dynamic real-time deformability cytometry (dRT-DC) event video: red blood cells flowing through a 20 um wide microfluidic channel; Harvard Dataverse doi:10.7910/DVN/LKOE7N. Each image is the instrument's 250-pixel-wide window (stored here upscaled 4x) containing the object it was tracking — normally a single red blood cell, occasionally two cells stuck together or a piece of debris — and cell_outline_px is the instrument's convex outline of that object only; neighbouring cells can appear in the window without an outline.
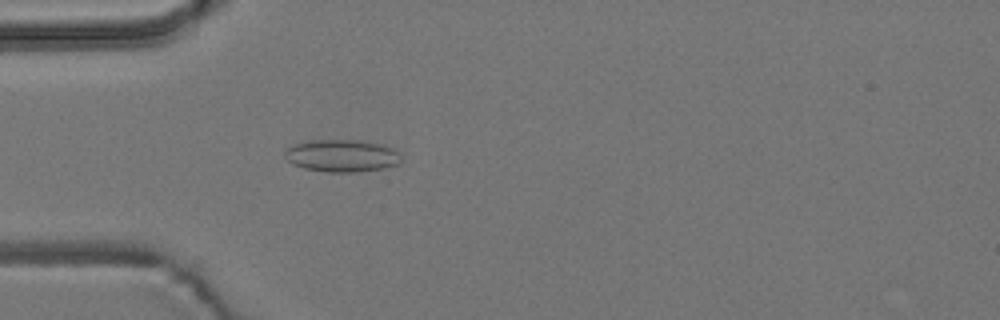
{"species": "common noctule bat (a hibernating species)", "species_latin": "Nyctalus noctula", "temperature_condition": "room temperature", "stored_images_in_passage": 56, "camera_frame_rate_fps": 3000, "um_per_image_px": 0.085, "animal": {"sex": "male", "body_mass_g": 19.2, "forearm_length_mm": 51.8}, "frame": {"image": 1, "passage_image": 17, "time_ms": 5.333, "image_size_px": [1000, 320], "cell_outline_px": [[400, 164], [380, 168], [356, 172], [328, 172], [304, 168], [292, 164], [284, 156], [284, 152], [288, 148], [296, 144], [312, 140], [360, 140], [384, 144], [392, 148], [400, 156]], "centroid_in_image_um": [29.05, 13.23], "position_along_channel_um": 55.9, "area_um2": 21.79}}
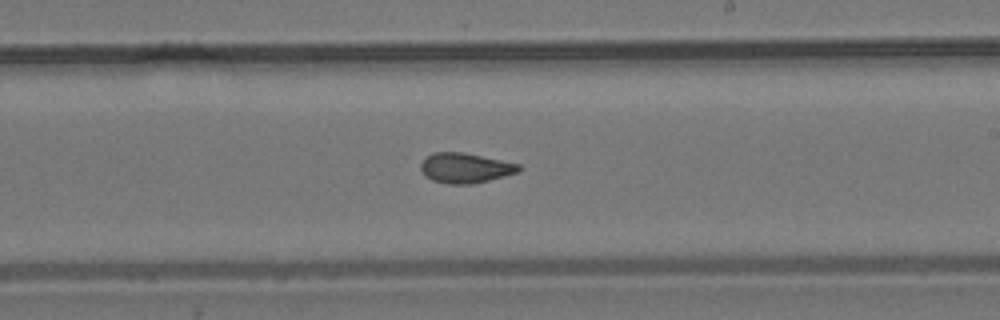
{"frame": {"image": 2, "passage_image": 33, "time_ms": 10.667, "image_size_px": [1000, 320], "cell_outline_px": [[520, 172], [472, 184], [448, 184], [432, 180], [424, 176], [420, 168], [420, 164], [432, 152], [464, 152], [520, 164]], "centroid_in_image_um": [39.53, 14.28], "position_along_channel_um": 249.5, "area_um2": 17.17}}
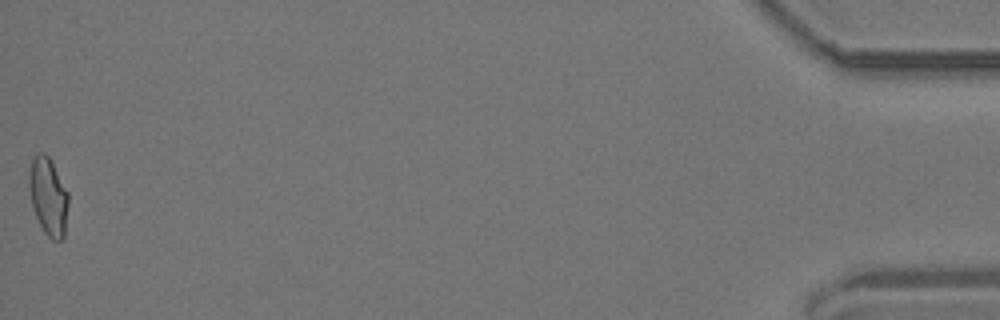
{"frame": {"image": 3, "passage_image": 56, "time_ms": 18.333, "image_size_px": [1000, 320], "cell_outline_px": [[68, 204], [64, 236], [60, 240], [52, 240], [44, 232], [36, 216], [32, 204], [28, 188], [28, 172], [32, 160], [40, 152], [44, 152], [48, 156], [68, 192]], "centroid_in_image_um": [4.09, 16.7], "position_along_channel_um": 431.1, "area_um2": 17.63}, "authors_computed_cell_mechanics": {"area_um2": 17.5134, "velocity_mm_per_s": 3.7136, "shape_relaxation_time_tau1_ms": null, "shape_relaxation_time_tau2_ms": 1.7376, "deformation_change_tau1": null, "deformation_change_tau2": 0.0808}}